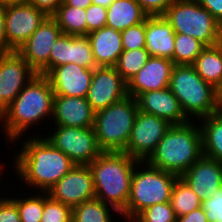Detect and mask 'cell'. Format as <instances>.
I'll return each mask as SVG.
<instances>
[{
	"label": "cell",
	"instance_id": "cell-19",
	"mask_svg": "<svg viewBox=\"0 0 222 222\" xmlns=\"http://www.w3.org/2000/svg\"><path fill=\"white\" fill-rule=\"evenodd\" d=\"M136 101L139 111L163 118L172 125L185 124L190 121L169 87L141 93Z\"/></svg>",
	"mask_w": 222,
	"mask_h": 222
},
{
	"label": "cell",
	"instance_id": "cell-21",
	"mask_svg": "<svg viewBox=\"0 0 222 222\" xmlns=\"http://www.w3.org/2000/svg\"><path fill=\"white\" fill-rule=\"evenodd\" d=\"M175 34L171 24L163 15L148 16L145 19V49L151 57L173 61Z\"/></svg>",
	"mask_w": 222,
	"mask_h": 222
},
{
	"label": "cell",
	"instance_id": "cell-31",
	"mask_svg": "<svg viewBox=\"0 0 222 222\" xmlns=\"http://www.w3.org/2000/svg\"><path fill=\"white\" fill-rule=\"evenodd\" d=\"M174 65H192L206 46L189 35L175 34Z\"/></svg>",
	"mask_w": 222,
	"mask_h": 222
},
{
	"label": "cell",
	"instance_id": "cell-38",
	"mask_svg": "<svg viewBox=\"0 0 222 222\" xmlns=\"http://www.w3.org/2000/svg\"><path fill=\"white\" fill-rule=\"evenodd\" d=\"M201 207L205 211L208 222H222V187L202 201Z\"/></svg>",
	"mask_w": 222,
	"mask_h": 222
},
{
	"label": "cell",
	"instance_id": "cell-25",
	"mask_svg": "<svg viewBox=\"0 0 222 222\" xmlns=\"http://www.w3.org/2000/svg\"><path fill=\"white\" fill-rule=\"evenodd\" d=\"M197 122L202 134L203 155L222 163V110Z\"/></svg>",
	"mask_w": 222,
	"mask_h": 222
},
{
	"label": "cell",
	"instance_id": "cell-13",
	"mask_svg": "<svg viewBox=\"0 0 222 222\" xmlns=\"http://www.w3.org/2000/svg\"><path fill=\"white\" fill-rule=\"evenodd\" d=\"M48 194L57 201L71 207L95 198L92 172L88 165H75L66 173Z\"/></svg>",
	"mask_w": 222,
	"mask_h": 222
},
{
	"label": "cell",
	"instance_id": "cell-47",
	"mask_svg": "<svg viewBox=\"0 0 222 222\" xmlns=\"http://www.w3.org/2000/svg\"><path fill=\"white\" fill-rule=\"evenodd\" d=\"M114 0H92V4L108 7Z\"/></svg>",
	"mask_w": 222,
	"mask_h": 222
},
{
	"label": "cell",
	"instance_id": "cell-40",
	"mask_svg": "<svg viewBox=\"0 0 222 222\" xmlns=\"http://www.w3.org/2000/svg\"><path fill=\"white\" fill-rule=\"evenodd\" d=\"M148 16L163 15L177 0H136Z\"/></svg>",
	"mask_w": 222,
	"mask_h": 222
},
{
	"label": "cell",
	"instance_id": "cell-27",
	"mask_svg": "<svg viewBox=\"0 0 222 222\" xmlns=\"http://www.w3.org/2000/svg\"><path fill=\"white\" fill-rule=\"evenodd\" d=\"M62 30L72 36H87L86 9L66 5L64 2L51 16Z\"/></svg>",
	"mask_w": 222,
	"mask_h": 222
},
{
	"label": "cell",
	"instance_id": "cell-42",
	"mask_svg": "<svg viewBox=\"0 0 222 222\" xmlns=\"http://www.w3.org/2000/svg\"><path fill=\"white\" fill-rule=\"evenodd\" d=\"M222 25V0H196Z\"/></svg>",
	"mask_w": 222,
	"mask_h": 222
},
{
	"label": "cell",
	"instance_id": "cell-15",
	"mask_svg": "<svg viewBox=\"0 0 222 222\" xmlns=\"http://www.w3.org/2000/svg\"><path fill=\"white\" fill-rule=\"evenodd\" d=\"M61 34L57 22L48 16L16 52L38 73L49 62L51 47Z\"/></svg>",
	"mask_w": 222,
	"mask_h": 222
},
{
	"label": "cell",
	"instance_id": "cell-49",
	"mask_svg": "<svg viewBox=\"0 0 222 222\" xmlns=\"http://www.w3.org/2000/svg\"><path fill=\"white\" fill-rule=\"evenodd\" d=\"M219 106L220 110H222V89L219 91Z\"/></svg>",
	"mask_w": 222,
	"mask_h": 222
},
{
	"label": "cell",
	"instance_id": "cell-20",
	"mask_svg": "<svg viewBox=\"0 0 222 222\" xmlns=\"http://www.w3.org/2000/svg\"><path fill=\"white\" fill-rule=\"evenodd\" d=\"M95 112L86 98L54 96L52 122L56 126L94 127Z\"/></svg>",
	"mask_w": 222,
	"mask_h": 222
},
{
	"label": "cell",
	"instance_id": "cell-35",
	"mask_svg": "<svg viewBox=\"0 0 222 222\" xmlns=\"http://www.w3.org/2000/svg\"><path fill=\"white\" fill-rule=\"evenodd\" d=\"M135 219L138 222H176L177 217L171 203L154 204L141 211Z\"/></svg>",
	"mask_w": 222,
	"mask_h": 222
},
{
	"label": "cell",
	"instance_id": "cell-48",
	"mask_svg": "<svg viewBox=\"0 0 222 222\" xmlns=\"http://www.w3.org/2000/svg\"><path fill=\"white\" fill-rule=\"evenodd\" d=\"M5 168V164L2 162L1 164H0V177H2L3 176V174H2V172H4V171H2L3 169ZM0 180H1V178H0ZM3 185H1L0 187H2ZM1 189V188H0ZM0 198H2L1 196H0Z\"/></svg>",
	"mask_w": 222,
	"mask_h": 222
},
{
	"label": "cell",
	"instance_id": "cell-9",
	"mask_svg": "<svg viewBox=\"0 0 222 222\" xmlns=\"http://www.w3.org/2000/svg\"><path fill=\"white\" fill-rule=\"evenodd\" d=\"M49 127V131H52L44 135L46 139L67 155L75 165H89L103 152L99 148L94 127Z\"/></svg>",
	"mask_w": 222,
	"mask_h": 222
},
{
	"label": "cell",
	"instance_id": "cell-32",
	"mask_svg": "<svg viewBox=\"0 0 222 222\" xmlns=\"http://www.w3.org/2000/svg\"><path fill=\"white\" fill-rule=\"evenodd\" d=\"M71 63V35L62 33L51 47L49 62L37 73L47 75L53 68Z\"/></svg>",
	"mask_w": 222,
	"mask_h": 222
},
{
	"label": "cell",
	"instance_id": "cell-46",
	"mask_svg": "<svg viewBox=\"0 0 222 222\" xmlns=\"http://www.w3.org/2000/svg\"><path fill=\"white\" fill-rule=\"evenodd\" d=\"M26 3H28V0H0V4L2 6L26 4Z\"/></svg>",
	"mask_w": 222,
	"mask_h": 222
},
{
	"label": "cell",
	"instance_id": "cell-24",
	"mask_svg": "<svg viewBox=\"0 0 222 222\" xmlns=\"http://www.w3.org/2000/svg\"><path fill=\"white\" fill-rule=\"evenodd\" d=\"M195 71L215 89H222V42L206 47L192 64Z\"/></svg>",
	"mask_w": 222,
	"mask_h": 222
},
{
	"label": "cell",
	"instance_id": "cell-7",
	"mask_svg": "<svg viewBox=\"0 0 222 222\" xmlns=\"http://www.w3.org/2000/svg\"><path fill=\"white\" fill-rule=\"evenodd\" d=\"M138 111L136 99L127 96L95 113L94 130L103 152L125 150Z\"/></svg>",
	"mask_w": 222,
	"mask_h": 222
},
{
	"label": "cell",
	"instance_id": "cell-10",
	"mask_svg": "<svg viewBox=\"0 0 222 222\" xmlns=\"http://www.w3.org/2000/svg\"><path fill=\"white\" fill-rule=\"evenodd\" d=\"M171 125L163 118L138 111L123 152L139 161H146Z\"/></svg>",
	"mask_w": 222,
	"mask_h": 222
},
{
	"label": "cell",
	"instance_id": "cell-34",
	"mask_svg": "<svg viewBox=\"0 0 222 222\" xmlns=\"http://www.w3.org/2000/svg\"><path fill=\"white\" fill-rule=\"evenodd\" d=\"M71 219L72 208L44 192V210L40 222H68Z\"/></svg>",
	"mask_w": 222,
	"mask_h": 222
},
{
	"label": "cell",
	"instance_id": "cell-1",
	"mask_svg": "<svg viewBox=\"0 0 222 222\" xmlns=\"http://www.w3.org/2000/svg\"><path fill=\"white\" fill-rule=\"evenodd\" d=\"M40 135L24 137L19 152L12 158L17 181L20 178L31 192H47L75 166L43 133Z\"/></svg>",
	"mask_w": 222,
	"mask_h": 222
},
{
	"label": "cell",
	"instance_id": "cell-29",
	"mask_svg": "<svg viewBox=\"0 0 222 222\" xmlns=\"http://www.w3.org/2000/svg\"><path fill=\"white\" fill-rule=\"evenodd\" d=\"M34 193V194H33ZM29 195L23 192V197H19L15 194H11L9 198L17 205L21 222H40L42 213L44 210V192L35 193V191ZM24 195H26L24 197Z\"/></svg>",
	"mask_w": 222,
	"mask_h": 222
},
{
	"label": "cell",
	"instance_id": "cell-5",
	"mask_svg": "<svg viewBox=\"0 0 222 222\" xmlns=\"http://www.w3.org/2000/svg\"><path fill=\"white\" fill-rule=\"evenodd\" d=\"M169 88L190 121L220 110L219 91L204 81L192 65H174Z\"/></svg>",
	"mask_w": 222,
	"mask_h": 222
},
{
	"label": "cell",
	"instance_id": "cell-16",
	"mask_svg": "<svg viewBox=\"0 0 222 222\" xmlns=\"http://www.w3.org/2000/svg\"><path fill=\"white\" fill-rule=\"evenodd\" d=\"M94 69L69 63L53 68L48 78L54 95L86 98Z\"/></svg>",
	"mask_w": 222,
	"mask_h": 222
},
{
	"label": "cell",
	"instance_id": "cell-44",
	"mask_svg": "<svg viewBox=\"0 0 222 222\" xmlns=\"http://www.w3.org/2000/svg\"><path fill=\"white\" fill-rule=\"evenodd\" d=\"M11 52L7 47L4 6L0 4V54Z\"/></svg>",
	"mask_w": 222,
	"mask_h": 222
},
{
	"label": "cell",
	"instance_id": "cell-3",
	"mask_svg": "<svg viewBox=\"0 0 222 222\" xmlns=\"http://www.w3.org/2000/svg\"><path fill=\"white\" fill-rule=\"evenodd\" d=\"M138 161L124 152H102L88 165L93 176L95 198L122 213L128 203Z\"/></svg>",
	"mask_w": 222,
	"mask_h": 222
},
{
	"label": "cell",
	"instance_id": "cell-33",
	"mask_svg": "<svg viewBox=\"0 0 222 222\" xmlns=\"http://www.w3.org/2000/svg\"><path fill=\"white\" fill-rule=\"evenodd\" d=\"M71 63L78 64L88 69L97 67L88 36L71 35Z\"/></svg>",
	"mask_w": 222,
	"mask_h": 222
},
{
	"label": "cell",
	"instance_id": "cell-18",
	"mask_svg": "<svg viewBox=\"0 0 222 222\" xmlns=\"http://www.w3.org/2000/svg\"><path fill=\"white\" fill-rule=\"evenodd\" d=\"M173 67L171 59L150 57L127 83L128 96L136 99L141 93L169 87Z\"/></svg>",
	"mask_w": 222,
	"mask_h": 222
},
{
	"label": "cell",
	"instance_id": "cell-36",
	"mask_svg": "<svg viewBox=\"0 0 222 222\" xmlns=\"http://www.w3.org/2000/svg\"><path fill=\"white\" fill-rule=\"evenodd\" d=\"M123 50L145 48V21L121 31Z\"/></svg>",
	"mask_w": 222,
	"mask_h": 222
},
{
	"label": "cell",
	"instance_id": "cell-30",
	"mask_svg": "<svg viewBox=\"0 0 222 222\" xmlns=\"http://www.w3.org/2000/svg\"><path fill=\"white\" fill-rule=\"evenodd\" d=\"M151 55L145 48L123 50L114 68L128 83L150 59Z\"/></svg>",
	"mask_w": 222,
	"mask_h": 222
},
{
	"label": "cell",
	"instance_id": "cell-12",
	"mask_svg": "<svg viewBox=\"0 0 222 222\" xmlns=\"http://www.w3.org/2000/svg\"><path fill=\"white\" fill-rule=\"evenodd\" d=\"M4 13L7 47L10 51H17L48 17L29 3L4 6Z\"/></svg>",
	"mask_w": 222,
	"mask_h": 222
},
{
	"label": "cell",
	"instance_id": "cell-6",
	"mask_svg": "<svg viewBox=\"0 0 222 222\" xmlns=\"http://www.w3.org/2000/svg\"><path fill=\"white\" fill-rule=\"evenodd\" d=\"M138 168V169H137ZM140 168V169H139ZM179 176L153 167L147 161H138L134 168L130 194L121 219L135 218L154 204L170 202L173 184Z\"/></svg>",
	"mask_w": 222,
	"mask_h": 222
},
{
	"label": "cell",
	"instance_id": "cell-11",
	"mask_svg": "<svg viewBox=\"0 0 222 222\" xmlns=\"http://www.w3.org/2000/svg\"><path fill=\"white\" fill-rule=\"evenodd\" d=\"M36 75L16 51L0 54V115Z\"/></svg>",
	"mask_w": 222,
	"mask_h": 222
},
{
	"label": "cell",
	"instance_id": "cell-14",
	"mask_svg": "<svg viewBox=\"0 0 222 222\" xmlns=\"http://www.w3.org/2000/svg\"><path fill=\"white\" fill-rule=\"evenodd\" d=\"M127 96V82L114 66L94 68L86 99L95 113Z\"/></svg>",
	"mask_w": 222,
	"mask_h": 222
},
{
	"label": "cell",
	"instance_id": "cell-2",
	"mask_svg": "<svg viewBox=\"0 0 222 222\" xmlns=\"http://www.w3.org/2000/svg\"><path fill=\"white\" fill-rule=\"evenodd\" d=\"M54 96L53 88L45 75L37 74L29 81L0 115V132L2 130L5 134L7 144L19 145L17 141L25 136L28 129L32 127L31 130H34L33 127L37 125L42 128V121L47 120L48 123L51 120Z\"/></svg>",
	"mask_w": 222,
	"mask_h": 222
},
{
	"label": "cell",
	"instance_id": "cell-45",
	"mask_svg": "<svg viewBox=\"0 0 222 222\" xmlns=\"http://www.w3.org/2000/svg\"><path fill=\"white\" fill-rule=\"evenodd\" d=\"M66 5L86 9L92 0H63Z\"/></svg>",
	"mask_w": 222,
	"mask_h": 222
},
{
	"label": "cell",
	"instance_id": "cell-39",
	"mask_svg": "<svg viewBox=\"0 0 222 222\" xmlns=\"http://www.w3.org/2000/svg\"><path fill=\"white\" fill-rule=\"evenodd\" d=\"M0 222H21L17 205L8 196L0 198Z\"/></svg>",
	"mask_w": 222,
	"mask_h": 222
},
{
	"label": "cell",
	"instance_id": "cell-43",
	"mask_svg": "<svg viewBox=\"0 0 222 222\" xmlns=\"http://www.w3.org/2000/svg\"><path fill=\"white\" fill-rule=\"evenodd\" d=\"M176 222H208L202 207L193 210L187 215L177 217Z\"/></svg>",
	"mask_w": 222,
	"mask_h": 222
},
{
	"label": "cell",
	"instance_id": "cell-8",
	"mask_svg": "<svg viewBox=\"0 0 222 222\" xmlns=\"http://www.w3.org/2000/svg\"><path fill=\"white\" fill-rule=\"evenodd\" d=\"M163 16L175 33L196 38L206 47L222 42V25L196 0H177Z\"/></svg>",
	"mask_w": 222,
	"mask_h": 222
},
{
	"label": "cell",
	"instance_id": "cell-28",
	"mask_svg": "<svg viewBox=\"0 0 222 222\" xmlns=\"http://www.w3.org/2000/svg\"><path fill=\"white\" fill-rule=\"evenodd\" d=\"M170 203L176 217L187 215L202 205V201L181 177L173 184Z\"/></svg>",
	"mask_w": 222,
	"mask_h": 222
},
{
	"label": "cell",
	"instance_id": "cell-4",
	"mask_svg": "<svg viewBox=\"0 0 222 222\" xmlns=\"http://www.w3.org/2000/svg\"><path fill=\"white\" fill-rule=\"evenodd\" d=\"M196 123L171 125L146 161L180 177L203 155L201 129Z\"/></svg>",
	"mask_w": 222,
	"mask_h": 222
},
{
	"label": "cell",
	"instance_id": "cell-17",
	"mask_svg": "<svg viewBox=\"0 0 222 222\" xmlns=\"http://www.w3.org/2000/svg\"><path fill=\"white\" fill-rule=\"evenodd\" d=\"M180 177L204 201L222 187V163L202 155Z\"/></svg>",
	"mask_w": 222,
	"mask_h": 222
},
{
	"label": "cell",
	"instance_id": "cell-22",
	"mask_svg": "<svg viewBox=\"0 0 222 222\" xmlns=\"http://www.w3.org/2000/svg\"><path fill=\"white\" fill-rule=\"evenodd\" d=\"M92 53L97 67L114 66L123 52L121 32L103 27L90 32Z\"/></svg>",
	"mask_w": 222,
	"mask_h": 222
},
{
	"label": "cell",
	"instance_id": "cell-26",
	"mask_svg": "<svg viewBox=\"0 0 222 222\" xmlns=\"http://www.w3.org/2000/svg\"><path fill=\"white\" fill-rule=\"evenodd\" d=\"M114 214L121 219V213L97 198L84 201L72 209L74 222H114L117 219Z\"/></svg>",
	"mask_w": 222,
	"mask_h": 222
},
{
	"label": "cell",
	"instance_id": "cell-37",
	"mask_svg": "<svg viewBox=\"0 0 222 222\" xmlns=\"http://www.w3.org/2000/svg\"><path fill=\"white\" fill-rule=\"evenodd\" d=\"M107 22V8L90 4L86 8V23H87V35L94 31L106 26Z\"/></svg>",
	"mask_w": 222,
	"mask_h": 222
},
{
	"label": "cell",
	"instance_id": "cell-50",
	"mask_svg": "<svg viewBox=\"0 0 222 222\" xmlns=\"http://www.w3.org/2000/svg\"><path fill=\"white\" fill-rule=\"evenodd\" d=\"M127 222H138L135 218L130 219V220H126Z\"/></svg>",
	"mask_w": 222,
	"mask_h": 222
},
{
	"label": "cell",
	"instance_id": "cell-41",
	"mask_svg": "<svg viewBox=\"0 0 222 222\" xmlns=\"http://www.w3.org/2000/svg\"><path fill=\"white\" fill-rule=\"evenodd\" d=\"M28 3L43 11L47 16H52L63 0H28Z\"/></svg>",
	"mask_w": 222,
	"mask_h": 222
},
{
	"label": "cell",
	"instance_id": "cell-23",
	"mask_svg": "<svg viewBox=\"0 0 222 222\" xmlns=\"http://www.w3.org/2000/svg\"><path fill=\"white\" fill-rule=\"evenodd\" d=\"M147 17L136 0H114L107 7L106 26L121 32L144 22Z\"/></svg>",
	"mask_w": 222,
	"mask_h": 222
}]
</instances>
